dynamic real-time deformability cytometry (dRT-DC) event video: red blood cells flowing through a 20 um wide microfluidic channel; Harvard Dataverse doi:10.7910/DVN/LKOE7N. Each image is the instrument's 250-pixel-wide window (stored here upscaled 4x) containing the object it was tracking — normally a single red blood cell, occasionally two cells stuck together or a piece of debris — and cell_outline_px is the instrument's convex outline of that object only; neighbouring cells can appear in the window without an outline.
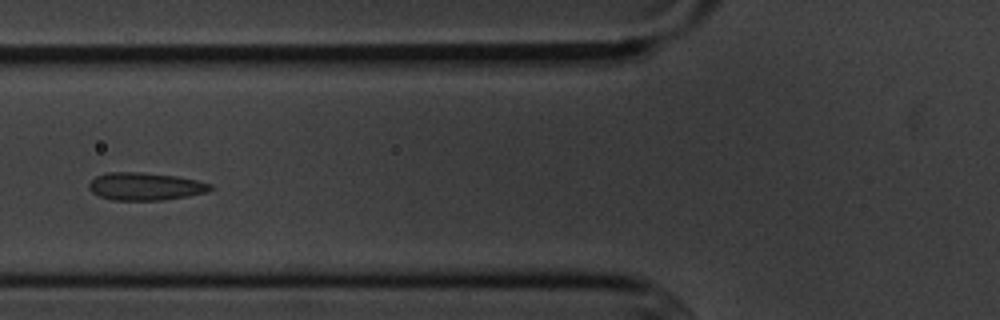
{"species": "common noctule bat (a hibernating species)", "species_latin": "Nyctalus noctula", "temperature_condition": "cold", "stored_images_in_passage": 6, "camera_frame_rate_fps": 3000, "um_per_image_px": 0.085, "animal": {"sex": "male", "body_mass_g": 20.1, "forearm_length_mm": 53.5}, "frame": {"image": 1, "passage_image": 6, "time_ms": 5.667, "image_size_px": [1000, 320], "cell_outline_px": [[212, 188], [208, 192], [188, 196], [160, 200], [112, 200], [100, 196], [92, 192], [88, 188], [88, 184], [96, 176], [108, 172], [140, 172], [176, 176], [196, 180], [212, 184]], "centroid_in_image_um": [12.34, 15.84], "position_along_channel_um": 113.5, "area_um2": 19.54}}